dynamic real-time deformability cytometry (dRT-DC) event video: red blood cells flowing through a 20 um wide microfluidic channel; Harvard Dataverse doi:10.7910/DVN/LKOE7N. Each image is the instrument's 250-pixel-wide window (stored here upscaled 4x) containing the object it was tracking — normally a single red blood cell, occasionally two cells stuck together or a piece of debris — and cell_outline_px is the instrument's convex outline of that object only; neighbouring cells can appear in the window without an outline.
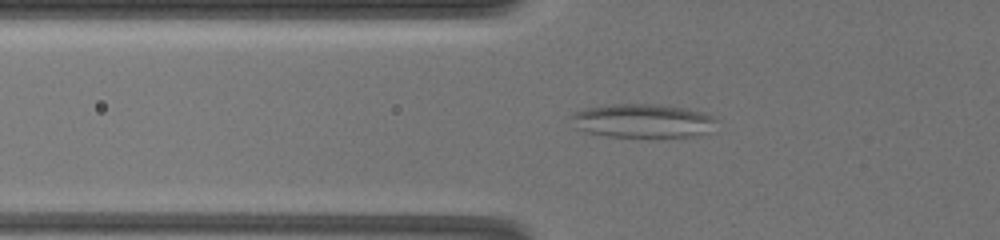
{"species": "common noctule bat (a hibernating species)", "species_latin": "Nyctalus noctula", "temperature_condition": "warm", "stored_images_in_passage": 52, "camera_frame_rate_fps": 3000, "um_per_image_px": 0.085, "animal": {"sex": "female", "body_mass_g": 19.5, "forearm_length_mm": 54.1}, "frame": {"image": 1, "passage_image": 21, "time_ms": 8.667, "image_size_px": [1000, 240], "cell_outline_px": [[716, 132], [692, 136], [608, 136], [584, 132], [572, 128], [568, 116], [572, 112], [584, 108], [608, 104], [656, 104], [688, 108], [704, 112], [716, 120]], "centroid_in_image_um": [54.58, 10.26], "position_along_channel_um": 71.2, "area_um2": 29.25}}
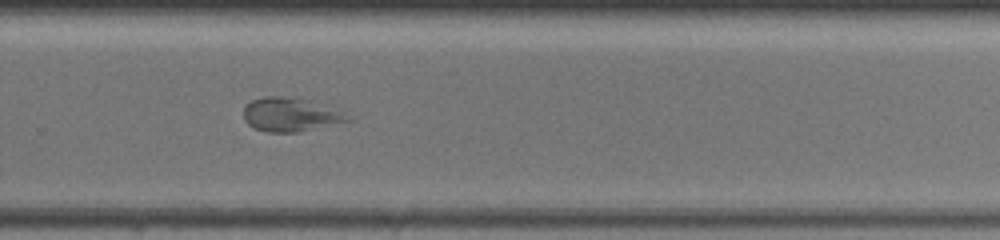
{"frame": {"image": 2, "passage_image": 38, "time_ms": 15.667, "image_size_px": [1000, 240], "cell_outline_px": [[356, 120], [296, 132], [268, 132], [256, 128], [248, 124], [244, 120], [244, 108], [252, 100], [264, 96], [280, 96], [308, 100]], "centroid_in_image_um": [24.62, 9.76], "position_along_channel_um": 305.2, "area_um2": 19.83}}
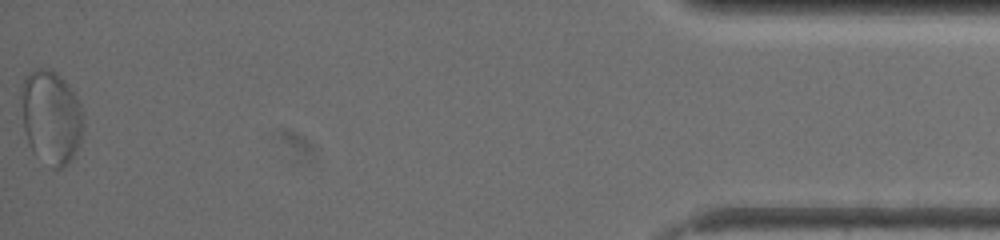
{"frame": {"image": 3, "passage_image": 52, "time_ms": 21.667, "image_size_px": [1000, 240], "cell_outline_px": [[84, 124], [80, 144], [68, 164], [64, 168], [56, 172], [36, 156], [32, 152], [28, 144], [24, 128], [20, 96], [20, 88], [24, 76], [36, 68], [48, 68], [60, 76], [68, 84], [76, 96], [80, 104]], "centroid_in_image_um": [4.33, 9.99], "position_along_channel_um": 430.9, "area_um2": 34.68}}